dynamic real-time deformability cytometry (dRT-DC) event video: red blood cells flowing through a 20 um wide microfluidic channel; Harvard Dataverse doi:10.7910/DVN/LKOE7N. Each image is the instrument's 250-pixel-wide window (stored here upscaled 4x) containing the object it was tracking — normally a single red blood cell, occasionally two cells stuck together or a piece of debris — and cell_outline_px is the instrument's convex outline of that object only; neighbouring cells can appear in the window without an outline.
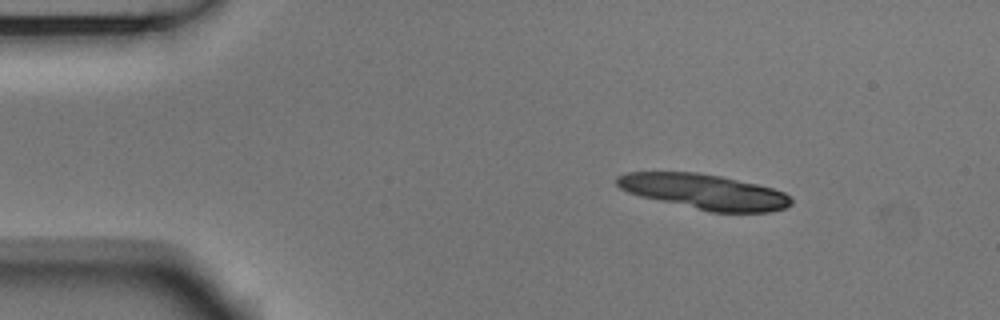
{"species": "Egyptian fruit bat (a non-hibernating species)", "species_latin": "Rousettus aegyptiacus", "temperature_condition": "room temperature", "stored_images_in_passage": 3, "camera_frame_rate_fps": 3000, "um_per_image_px": 0.085, "animal": {"sex": "male"}, "frame": {"image": 1, "passage_image": 1, "time_ms": 0.0, "image_size_px": [1000, 320], "cell_outline_px": [[792, 204], [784, 208], [768, 212], [708, 212], [640, 196], [628, 192], [620, 188], [616, 184], [616, 176], [628, 172], [696, 172], [720, 176], [756, 184], [772, 188], [784, 192], [792, 196]], "centroid_in_image_um": [59.86, 16.3], "position_along_channel_um": 25.1, "area_um2": 35.72}}